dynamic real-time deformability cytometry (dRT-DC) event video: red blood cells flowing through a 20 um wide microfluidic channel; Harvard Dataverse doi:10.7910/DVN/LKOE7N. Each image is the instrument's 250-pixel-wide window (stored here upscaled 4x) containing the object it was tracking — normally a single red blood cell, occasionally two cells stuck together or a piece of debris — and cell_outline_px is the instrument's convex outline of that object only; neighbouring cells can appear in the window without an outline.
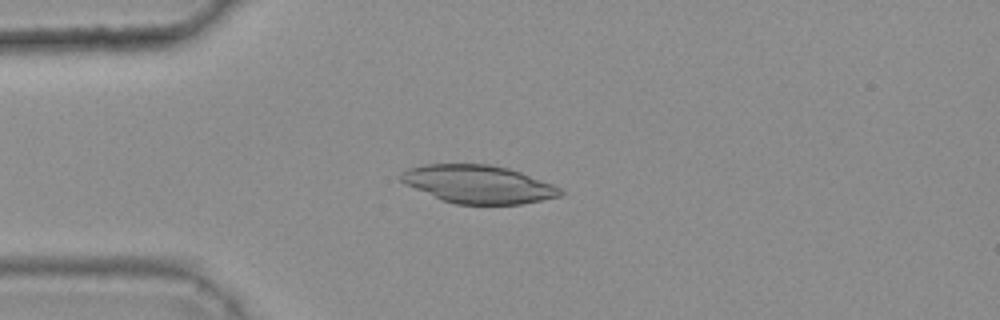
{"species": "common noctule bat (a hibernating species)", "species_latin": "Nyctalus noctula", "temperature_condition": "warm", "stored_images_in_passage": 45, "camera_frame_rate_fps": 3000, "um_per_image_px": 0.085, "animal": {"sex": "female", "body_mass_g": 25.1}, "frame": {"image": 1, "passage_image": 13, "time_ms": 4.0, "image_size_px": [1000, 320], "cell_outline_px": [[564, 192], [560, 196], [520, 204], [456, 204], [444, 200], [416, 188], [400, 180], [400, 176], [408, 168], [424, 164], [488, 164], [508, 168], [520, 172], [552, 184], [560, 188]], "centroid_in_image_um": [40.69, 15.65], "position_along_channel_um": 44.3, "area_um2": 34.68}}
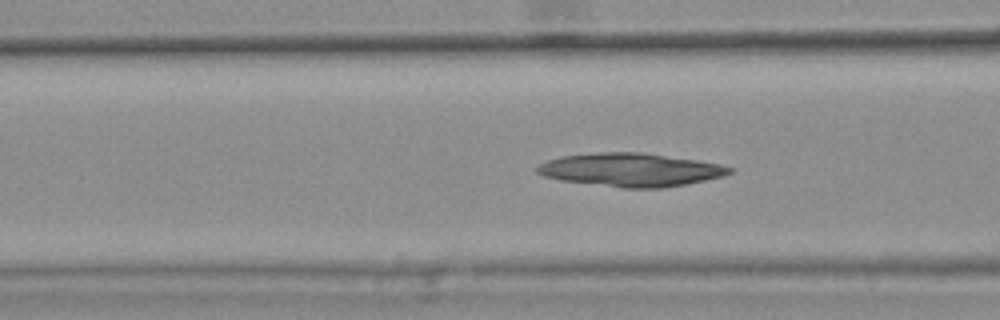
{"frame": {"image": 2, "passage_image": 20, "time_ms": 6.333, "image_size_px": [1000, 320], "cell_outline_px": [[732, 172], [724, 176], [688, 184], [664, 188], [624, 188], [560, 180], [544, 176], [536, 172], [536, 168], [540, 164], [548, 160], [564, 156], [600, 152], [640, 152], [696, 160], [720, 164], [732, 168]], "centroid_in_image_um": [53.63, 14.44], "position_along_channel_um": 113.0, "area_um2": 37.17}}
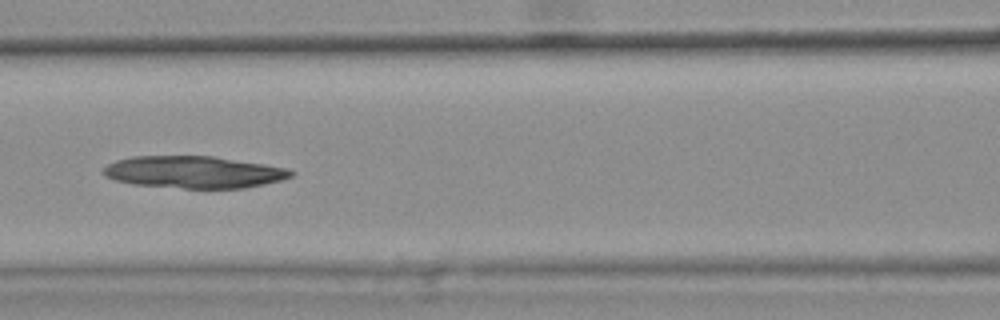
{"frame": {"image": 3, "passage_image": 23, "time_ms": 7.333, "image_size_px": [1000, 320], "cell_outline_px": [[296, 172], [292, 176], [280, 180], [264, 184], [244, 188], [184, 188], [132, 184], [116, 180], [104, 176], [100, 172], [108, 164], [116, 160], [132, 156], [212, 156], [264, 164], [288, 168]], "centroid_in_image_um": [16.46, 14.62], "position_along_channel_um": 150.1, "area_um2": 35.03}}